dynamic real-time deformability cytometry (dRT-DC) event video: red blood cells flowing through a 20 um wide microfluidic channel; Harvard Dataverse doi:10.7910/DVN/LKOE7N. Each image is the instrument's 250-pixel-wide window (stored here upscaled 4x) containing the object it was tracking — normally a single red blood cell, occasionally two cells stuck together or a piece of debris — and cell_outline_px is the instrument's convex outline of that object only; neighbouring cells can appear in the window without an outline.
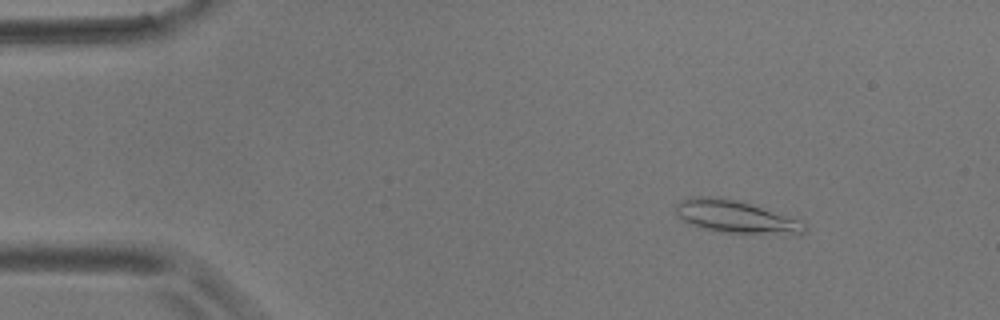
{"species": "common noctule bat (a hibernating species)", "species_latin": "Nyctalus noctula", "temperature_condition": "room temperature", "stored_images_in_passage": 57, "camera_frame_rate_fps": 3000, "um_per_image_px": 0.085, "animal": {"sex": "male", "body_mass_g": 17.9}, "frame": {"image": 1, "passage_image": 8, "time_ms": 2.333, "image_size_px": [1000, 320], "cell_outline_px": [[804, 232], [724, 232], [704, 228], [688, 224], [680, 220], [676, 212], [676, 204], [680, 200], [688, 196], [720, 196], [736, 200], [800, 220], [804, 224]], "centroid_in_image_um": [62.33, 18.37], "position_along_channel_um": 22.7, "area_um2": 23.52}}
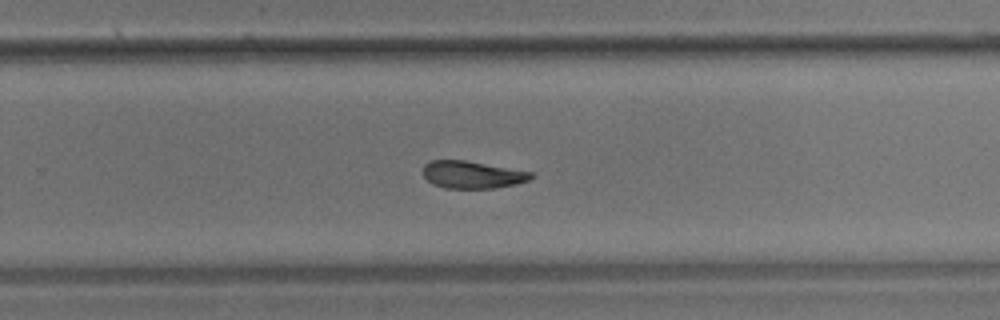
{"frame": {"image": 2, "passage_image": 37, "time_ms": 12.0, "image_size_px": [1000, 320], "cell_outline_px": [[536, 176], [528, 180], [516, 184], [492, 188], [444, 188], [432, 184], [424, 176], [424, 164], [432, 160], [464, 160], [532, 172]], "centroid_in_image_um": [40.14, 14.85], "position_along_channel_um": 289.7, "area_um2": 17.11}}
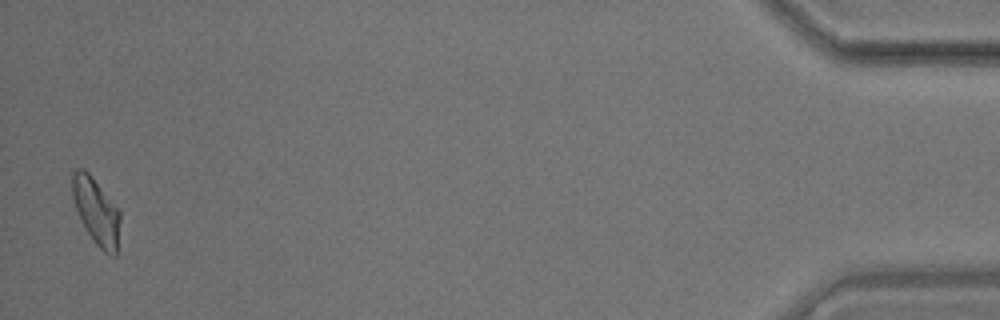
{"frame": {"image": 3, "passage_image": 56, "time_ms": 18.333, "image_size_px": [1000, 320], "cell_outline_px": [[120, 220], [116, 256], [112, 256], [104, 252], [96, 244], [84, 228], [76, 212], [72, 196], [72, 172], [76, 168], [84, 168], [92, 176], [120, 208]], "centroid_in_image_um": [8.18, 17.93], "position_along_channel_um": 427.0, "area_um2": 18.96}, "authors_computed_cell_mechanics": {"area_um2": 18.496, "velocity_mm_per_s": 3.5588, "shape_relaxation_time_tau1_ms": 6.3571, "shape_relaxation_time_tau2_ms": 3.3555, "deformation_change_tau1": 0.1525, "deformation_change_tau2": 0.0975}}